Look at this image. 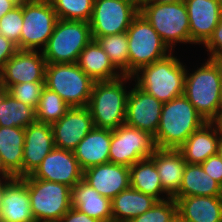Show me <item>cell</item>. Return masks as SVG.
<instances>
[{
  "instance_id": "25",
  "label": "cell",
  "mask_w": 222,
  "mask_h": 222,
  "mask_svg": "<svg viewBox=\"0 0 222 222\" xmlns=\"http://www.w3.org/2000/svg\"><path fill=\"white\" fill-rule=\"evenodd\" d=\"M150 158L155 163L163 189L172 197L180 188L186 161L178 149L156 148Z\"/></svg>"
},
{
  "instance_id": "29",
  "label": "cell",
  "mask_w": 222,
  "mask_h": 222,
  "mask_svg": "<svg viewBox=\"0 0 222 222\" xmlns=\"http://www.w3.org/2000/svg\"><path fill=\"white\" fill-rule=\"evenodd\" d=\"M129 178L131 188L150 195L157 201L171 197L163 189L155 163L151 158L142 159L131 165L129 167Z\"/></svg>"
},
{
  "instance_id": "51",
  "label": "cell",
  "mask_w": 222,
  "mask_h": 222,
  "mask_svg": "<svg viewBox=\"0 0 222 222\" xmlns=\"http://www.w3.org/2000/svg\"><path fill=\"white\" fill-rule=\"evenodd\" d=\"M219 5H220V8H221V11H222V0H217Z\"/></svg>"
},
{
  "instance_id": "36",
  "label": "cell",
  "mask_w": 222,
  "mask_h": 222,
  "mask_svg": "<svg viewBox=\"0 0 222 222\" xmlns=\"http://www.w3.org/2000/svg\"><path fill=\"white\" fill-rule=\"evenodd\" d=\"M23 26V0L13 10L0 18V35L17 45L20 50V34Z\"/></svg>"
},
{
  "instance_id": "46",
  "label": "cell",
  "mask_w": 222,
  "mask_h": 222,
  "mask_svg": "<svg viewBox=\"0 0 222 222\" xmlns=\"http://www.w3.org/2000/svg\"><path fill=\"white\" fill-rule=\"evenodd\" d=\"M0 175H12L5 167L0 155Z\"/></svg>"
},
{
  "instance_id": "39",
  "label": "cell",
  "mask_w": 222,
  "mask_h": 222,
  "mask_svg": "<svg viewBox=\"0 0 222 222\" xmlns=\"http://www.w3.org/2000/svg\"><path fill=\"white\" fill-rule=\"evenodd\" d=\"M201 166L205 173L222 186V160L217 154L210 156L206 161L201 163Z\"/></svg>"
},
{
  "instance_id": "34",
  "label": "cell",
  "mask_w": 222,
  "mask_h": 222,
  "mask_svg": "<svg viewBox=\"0 0 222 222\" xmlns=\"http://www.w3.org/2000/svg\"><path fill=\"white\" fill-rule=\"evenodd\" d=\"M58 19L89 22L94 0H49Z\"/></svg>"
},
{
  "instance_id": "47",
  "label": "cell",
  "mask_w": 222,
  "mask_h": 222,
  "mask_svg": "<svg viewBox=\"0 0 222 222\" xmlns=\"http://www.w3.org/2000/svg\"><path fill=\"white\" fill-rule=\"evenodd\" d=\"M152 1L158 2V3H175L182 0H152Z\"/></svg>"
},
{
  "instance_id": "5",
  "label": "cell",
  "mask_w": 222,
  "mask_h": 222,
  "mask_svg": "<svg viewBox=\"0 0 222 222\" xmlns=\"http://www.w3.org/2000/svg\"><path fill=\"white\" fill-rule=\"evenodd\" d=\"M139 13L151 24L172 52L178 43L191 44L188 13L183 0L175 3H158L150 0L139 6Z\"/></svg>"
},
{
  "instance_id": "4",
  "label": "cell",
  "mask_w": 222,
  "mask_h": 222,
  "mask_svg": "<svg viewBox=\"0 0 222 222\" xmlns=\"http://www.w3.org/2000/svg\"><path fill=\"white\" fill-rule=\"evenodd\" d=\"M185 76L186 65L172 52L159 61L141 67L132 78L139 88L164 104L184 95Z\"/></svg>"
},
{
  "instance_id": "20",
  "label": "cell",
  "mask_w": 222,
  "mask_h": 222,
  "mask_svg": "<svg viewBox=\"0 0 222 222\" xmlns=\"http://www.w3.org/2000/svg\"><path fill=\"white\" fill-rule=\"evenodd\" d=\"M111 129L94 127L73 150L82 171L109 163Z\"/></svg>"
},
{
  "instance_id": "40",
  "label": "cell",
  "mask_w": 222,
  "mask_h": 222,
  "mask_svg": "<svg viewBox=\"0 0 222 222\" xmlns=\"http://www.w3.org/2000/svg\"><path fill=\"white\" fill-rule=\"evenodd\" d=\"M17 51L16 44L0 35V69Z\"/></svg>"
},
{
  "instance_id": "41",
  "label": "cell",
  "mask_w": 222,
  "mask_h": 222,
  "mask_svg": "<svg viewBox=\"0 0 222 222\" xmlns=\"http://www.w3.org/2000/svg\"><path fill=\"white\" fill-rule=\"evenodd\" d=\"M58 222H99L95 218L86 215L77 208L71 207Z\"/></svg>"
},
{
  "instance_id": "21",
  "label": "cell",
  "mask_w": 222,
  "mask_h": 222,
  "mask_svg": "<svg viewBox=\"0 0 222 222\" xmlns=\"http://www.w3.org/2000/svg\"><path fill=\"white\" fill-rule=\"evenodd\" d=\"M183 222H222V196H188L174 199Z\"/></svg>"
},
{
  "instance_id": "7",
  "label": "cell",
  "mask_w": 222,
  "mask_h": 222,
  "mask_svg": "<svg viewBox=\"0 0 222 222\" xmlns=\"http://www.w3.org/2000/svg\"><path fill=\"white\" fill-rule=\"evenodd\" d=\"M94 82L77 63L46 64L45 87L70 107H87Z\"/></svg>"
},
{
  "instance_id": "27",
  "label": "cell",
  "mask_w": 222,
  "mask_h": 222,
  "mask_svg": "<svg viewBox=\"0 0 222 222\" xmlns=\"http://www.w3.org/2000/svg\"><path fill=\"white\" fill-rule=\"evenodd\" d=\"M25 128L0 126V155L4 167L16 178L23 177Z\"/></svg>"
},
{
  "instance_id": "19",
  "label": "cell",
  "mask_w": 222,
  "mask_h": 222,
  "mask_svg": "<svg viewBox=\"0 0 222 222\" xmlns=\"http://www.w3.org/2000/svg\"><path fill=\"white\" fill-rule=\"evenodd\" d=\"M55 148L50 124L35 121L25 128L23 177L30 175Z\"/></svg>"
},
{
  "instance_id": "14",
  "label": "cell",
  "mask_w": 222,
  "mask_h": 222,
  "mask_svg": "<svg viewBox=\"0 0 222 222\" xmlns=\"http://www.w3.org/2000/svg\"><path fill=\"white\" fill-rule=\"evenodd\" d=\"M162 106V102L134 83L127 98L125 124L154 136L160 123Z\"/></svg>"
},
{
  "instance_id": "26",
  "label": "cell",
  "mask_w": 222,
  "mask_h": 222,
  "mask_svg": "<svg viewBox=\"0 0 222 222\" xmlns=\"http://www.w3.org/2000/svg\"><path fill=\"white\" fill-rule=\"evenodd\" d=\"M77 64L95 82L110 81L122 76L95 39L81 51Z\"/></svg>"
},
{
  "instance_id": "1",
  "label": "cell",
  "mask_w": 222,
  "mask_h": 222,
  "mask_svg": "<svg viewBox=\"0 0 222 222\" xmlns=\"http://www.w3.org/2000/svg\"><path fill=\"white\" fill-rule=\"evenodd\" d=\"M187 68L184 96L206 122H214L222 109V65L218 60L207 59L191 73Z\"/></svg>"
},
{
  "instance_id": "3",
  "label": "cell",
  "mask_w": 222,
  "mask_h": 222,
  "mask_svg": "<svg viewBox=\"0 0 222 222\" xmlns=\"http://www.w3.org/2000/svg\"><path fill=\"white\" fill-rule=\"evenodd\" d=\"M132 76L122 75L110 81L94 82L87 105L96 128L117 129L125 124L127 98L126 83Z\"/></svg>"
},
{
  "instance_id": "42",
  "label": "cell",
  "mask_w": 222,
  "mask_h": 222,
  "mask_svg": "<svg viewBox=\"0 0 222 222\" xmlns=\"http://www.w3.org/2000/svg\"><path fill=\"white\" fill-rule=\"evenodd\" d=\"M15 178L13 175H0V210L6 188Z\"/></svg>"
},
{
  "instance_id": "9",
  "label": "cell",
  "mask_w": 222,
  "mask_h": 222,
  "mask_svg": "<svg viewBox=\"0 0 222 222\" xmlns=\"http://www.w3.org/2000/svg\"><path fill=\"white\" fill-rule=\"evenodd\" d=\"M129 76L141 67L167 57L172 51L162 41L156 30L139 13L127 29Z\"/></svg>"
},
{
  "instance_id": "12",
  "label": "cell",
  "mask_w": 222,
  "mask_h": 222,
  "mask_svg": "<svg viewBox=\"0 0 222 222\" xmlns=\"http://www.w3.org/2000/svg\"><path fill=\"white\" fill-rule=\"evenodd\" d=\"M155 150L153 135L123 124L112 130L109 163L130 167L142 159L150 158Z\"/></svg>"
},
{
  "instance_id": "43",
  "label": "cell",
  "mask_w": 222,
  "mask_h": 222,
  "mask_svg": "<svg viewBox=\"0 0 222 222\" xmlns=\"http://www.w3.org/2000/svg\"><path fill=\"white\" fill-rule=\"evenodd\" d=\"M21 0H0V18L20 4Z\"/></svg>"
},
{
  "instance_id": "23",
  "label": "cell",
  "mask_w": 222,
  "mask_h": 222,
  "mask_svg": "<svg viewBox=\"0 0 222 222\" xmlns=\"http://www.w3.org/2000/svg\"><path fill=\"white\" fill-rule=\"evenodd\" d=\"M71 207L77 208L99 222H112L111 200L102 196L83 180L71 188Z\"/></svg>"
},
{
  "instance_id": "2",
  "label": "cell",
  "mask_w": 222,
  "mask_h": 222,
  "mask_svg": "<svg viewBox=\"0 0 222 222\" xmlns=\"http://www.w3.org/2000/svg\"><path fill=\"white\" fill-rule=\"evenodd\" d=\"M206 121L189 100L181 95L164 103L154 137L156 148L179 149Z\"/></svg>"
},
{
  "instance_id": "35",
  "label": "cell",
  "mask_w": 222,
  "mask_h": 222,
  "mask_svg": "<svg viewBox=\"0 0 222 222\" xmlns=\"http://www.w3.org/2000/svg\"><path fill=\"white\" fill-rule=\"evenodd\" d=\"M177 217V204L173 197L156 203L145 213L129 222H172Z\"/></svg>"
},
{
  "instance_id": "48",
  "label": "cell",
  "mask_w": 222,
  "mask_h": 222,
  "mask_svg": "<svg viewBox=\"0 0 222 222\" xmlns=\"http://www.w3.org/2000/svg\"><path fill=\"white\" fill-rule=\"evenodd\" d=\"M136 3L140 6L141 4L147 2V1H150V0H135Z\"/></svg>"
},
{
  "instance_id": "10",
  "label": "cell",
  "mask_w": 222,
  "mask_h": 222,
  "mask_svg": "<svg viewBox=\"0 0 222 222\" xmlns=\"http://www.w3.org/2000/svg\"><path fill=\"white\" fill-rule=\"evenodd\" d=\"M58 18L49 0H23L20 50H40L46 46Z\"/></svg>"
},
{
  "instance_id": "30",
  "label": "cell",
  "mask_w": 222,
  "mask_h": 222,
  "mask_svg": "<svg viewBox=\"0 0 222 222\" xmlns=\"http://www.w3.org/2000/svg\"><path fill=\"white\" fill-rule=\"evenodd\" d=\"M156 201L152 196L129 187L111 200L113 222H129L149 210Z\"/></svg>"
},
{
  "instance_id": "49",
  "label": "cell",
  "mask_w": 222,
  "mask_h": 222,
  "mask_svg": "<svg viewBox=\"0 0 222 222\" xmlns=\"http://www.w3.org/2000/svg\"><path fill=\"white\" fill-rule=\"evenodd\" d=\"M172 222H183V221L180 220L178 217H176Z\"/></svg>"
},
{
  "instance_id": "18",
  "label": "cell",
  "mask_w": 222,
  "mask_h": 222,
  "mask_svg": "<svg viewBox=\"0 0 222 222\" xmlns=\"http://www.w3.org/2000/svg\"><path fill=\"white\" fill-rule=\"evenodd\" d=\"M82 180L112 200L130 187L129 167L115 163L100 164L83 171Z\"/></svg>"
},
{
  "instance_id": "52",
  "label": "cell",
  "mask_w": 222,
  "mask_h": 222,
  "mask_svg": "<svg viewBox=\"0 0 222 222\" xmlns=\"http://www.w3.org/2000/svg\"><path fill=\"white\" fill-rule=\"evenodd\" d=\"M218 61H219L220 64L222 65V56L218 59Z\"/></svg>"
},
{
  "instance_id": "45",
  "label": "cell",
  "mask_w": 222,
  "mask_h": 222,
  "mask_svg": "<svg viewBox=\"0 0 222 222\" xmlns=\"http://www.w3.org/2000/svg\"><path fill=\"white\" fill-rule=\"evenodd\" d=\"M217 155H218V156L221 158V160H222V132H219V141H218Z\"/></svg>"
},
{
  "instance_id": "31",
  "label": "cell",
  "mask_w": 222,
  "mask_h": 222,
  "mask_svg": "<svg viewBox=\"0 0 222 222\" xmlns=\"http://www.w3.org/2000/svg\"><path fill=\"white\" fill-rule=\"evenodd\" d=\"M36 121L35 109L18 101L2 89L0 99V126L26 128Z\"/></svg>"
},
{
  "instance_id": "8",
  "label": "cell",
  "mask_w": 222,
  "mask_h": 222,
  "mask_svg": "<svg viewBox=\"0 0 222 222\" xmlns=\"http://www.w3.org/2000/svg\"><path fill=\"white\" fill-rule=\"evenodd\" d=\"M21 179L28 186L31 211L36 222H58L71 208V187L36 179L31 174Z\"/></svg>"
},
{
  "instance_id": "44",
  "label": "cell",
  "mask_w": 222,
  "mask_h": 222,
  "mask_svg": "<svg viewBox=\"0 0 222 222\" xmlns=\"http://www.w3.org/2000/svg\"><path fill=\"white\" fill-rule=\"evenodd\" d=\"M214 123L216 124L219 132H222V109L219 112V115H218L217 119L214 121Z\"/></svg>"
},
{
  "instance_id": "16",
  "label": "cell",
  "mask_w": 222,
  "mask_h": 222,
  "mask_svg": "<svg viewBox=\"0 0 222 222\" xmlns=\"http://www.w3.org/2000/svg\"><path fill=\"white\" fill-rule=\"evenodd\" d=\"M55 147L73 151L79 142L95 127L87 107H71L52 125Z\"/></svg>"
},
{
  "instance_id": "33",
  "label": "cell",
  "mask_w": 222,
  "mask_h": 222,
  "mask_svg": "<svg viewBox=\"0 0 222 222\" xmlns=\"http://www.w3.org/2000/svg\"><path fill=\"white\" fill-rule=\"evenodd\" d=\"M70 106L56 93L44 87L41 92L38 107L36 108V121L52 125L64 116Z\"/></svg>"
},
{
  "instance_id": "37",
  "label": "cell",
  "mask_w": 222,
  "mask_h": 222,
  "mask_svg": "<svg viewBox=\"0 0 222 222\" xmlns=\"http://www.w3.org/2000/svg\"><path fill=\"white\" fill-rule=\"evenodd\" d=\"M44 87L45 82H26L11 85L6 91L18 101L36 110Z\"/></svg>"
},
{
  "instance_id": "24",
  "label": "cell",
  "mask_w": 222,
  "mask_h": 222,
  "mask_svg": "<svg viewBox=\"0 0 222 222\" xmlns=\"http://www.w3.org/2000/svg\"><path fill=\"white\" fill-rule=\"evenodd\" d=\"M0 219L8 222H36L31 211L28 186L21 178H15L7 186Z\"/></svg>"
},
{
  "instance_id": "15",
  "label": "cell",
  "mask_w": 222,
  "mask_h": 222,
  "mask_svg": "<svg viewBox=\"0 0 222 222\" xmlns=\"http://www.w3.org/2000/svg\"><path fill=\"white\" fill-rule=\"evenodd\" d=\"M31 175L36 179L61 183L72 188L82 180L83 171L73 151L55 147Z\"/></svg>"
},
{
  "instance_id": "53",
  "label": "cell",
  "mask_w": 222,
  "mask_h": 222,
  "mask_svg": "<svg viewBox=\"0 0 222 222\" xmlns=\"http://www.w3.org/2000/svg\"><path fill=\"white\" fill-rule=\"evenodd\" d=\"M2 98V88L0 87V99Z\"/></svg>"
},
{
  "instance_id": "38",
  "label": "cell",
  "mask_w": 222,
  "mask_h": 222,
  "mask_svg": "<svg viewBox=\"0 0 222 222\" xmlns=\"http://www.w3.org/2000/svg\"><path fill=\"white\" fill-rule=\"evenodd\" d=\"M204 47L209 52L208 59L218 60L222 56V17Z\"/></svg>"
},
{
  "instance_id": "50",
  "label": "cell",
  "mask_w": 222,
  "mask_h": 222,
  "mask_svg": "<svg viewBox=\"0 0 222 222\" xmlns=\"http://www.w3.org/2000/svg\"><path fill=\"white\" fill-rule=\"evenodd\" d=\"M220 97H221V103H222V82H221V89H220Z\"/></svg>"
},
{
  "instance_id": "13",
  "label": "cell",
  "mask_w": 222,
  "mask_h": 222,
  "mask_svg": "<svg viewBox=\"0 0 222 222\" xmlns=\"http://www.w3.org/2000/svg\"><path fill=\"white\" fill-rule=\"evenodd\" d=\"M46 60L40 50H18L0 69V87L45 82Z\"/></svg>"
},
{
  "instance_id": "6",
  "label": "cell",
  "mask_w": 222,
  "mask_h": 222,
  "mask_svg": "<svg viewBox=\"0 0 222 222\" xmlns=\"http://www.w3.org/2000/svg\"><path fill=\"white\" fill-rule=\"evenodd\" d=\"M92 39L89 22L58 19L42 49L46 64L77 63L81 51Z\"/></svg>"
},
{
  "instance_id": "22",
  "label": "cell",
  "mask_w": 222,
  "mask_h": 222,
  "mask_svg": "<svg viewBox=\"0 0 222 222\" xmlns=\"http://www.w3.org/2000/svg\"><path fill=\"white\" fill-rule=\"evenodd\" d=\"M219 130L214 122H206L193 132L178 149L186 163L201 164L218 150Z\"/></svg>"
},
{
  "instance_id": "11",
  "label": "cell",
  "mask_w": 222,
  "mask_h": 222,
  "mask_svg": "<svg viewBox=\"0 0 222 222\" xmlns=\"http://www.w3.org/2000/svg\"><path fill=\"white\" fill-rule=\"evenodd\" d=\"M138 14L135 0H94L89 21L92 38L127 32Z\"/></svg>"
},
{
  "instance_id": "28",
  "label": "cell",
  "mask_w": 222,
  "mask_h": 222,
  "mask_svg": "<svg viewBox=\"0 0 222 222\" xmlns=\"http://www.w3.org/2000/svg\"><path fill=\"white\" fill-rule=\"evenodd\" d=\"M188 196H222V186L205 173L201 164L186 163L180 188L172 197Z\"/></svg>"
},
{
  "instance_id": "32",
  "label": "cell",
  "mask_w": 222,
  "mask_h": 222,
  "mask_svg": "<svg viewBox=\"0 0 222 222\" xmlns=\"http://www.w3.org/2000/svg\"><path fill=\"white\" fill-rule=\"evenodd\" d=\"M99 46L109 56L114 67L122 74L129 76V53L127 33L106 35L95 38Z\"/></svg>"
},
{
  "instance_id": "17",
  "label": "cell",
  "mask_w": 222,
  "mask_h": 222,
  "mask_svg": "<svg viewBox=\"0 0 222 222\" xmlns=\"http://www.w3.org/2000/svg\"><path fill=\"white\" fill-rule=\"evenodd\" d=\"M188 13L191 44L203 45L222 17L217 0H183Z\"/></svg>"
}]
</instances>
